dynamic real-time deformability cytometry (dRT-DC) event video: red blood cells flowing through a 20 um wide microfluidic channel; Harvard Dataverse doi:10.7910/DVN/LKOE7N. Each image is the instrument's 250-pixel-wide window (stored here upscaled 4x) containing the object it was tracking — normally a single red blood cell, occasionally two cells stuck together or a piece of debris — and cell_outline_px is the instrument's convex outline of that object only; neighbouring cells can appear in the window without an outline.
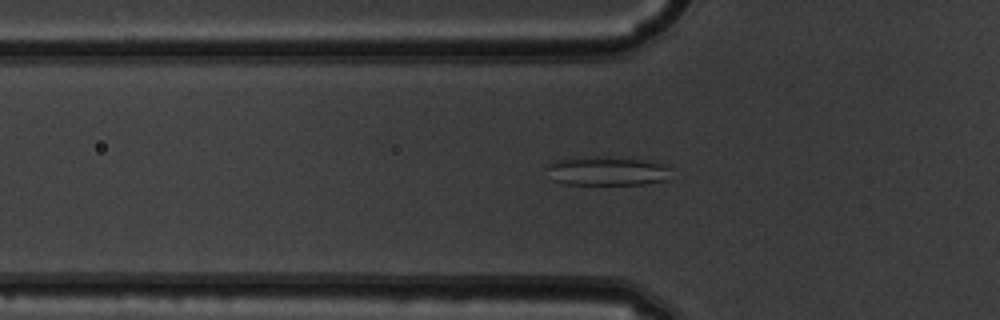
{"species": "common noctule bat (a hibernating species)", "species_latin": "Nyctalus noctula", "temperature_condition": "warm", "stored_images_in_passage": 51, "camera_frame_rate_fps": 3000, "um_per_image_px": 0.085, "animal": {"sex": "male", "body_mass_g": 19.5, "forearm_length_mm": 54.6}, "frame": {"image": 1, "passage_image": 18, "time_ms": 5.667, "image_size_px": [1000, 320], "cell_outline_px": [[672, 168], [668, 180], [644, 184], [564, 184], [552, 180], [548, 168], [548, 164], [556, 160], [572, 156], [596, 156], [640, 160], [664, 164]], "centroid_in_image_um": [51.59, 14.53], "position_along_channel_um": 74.2, "area_um2": 21.15}}
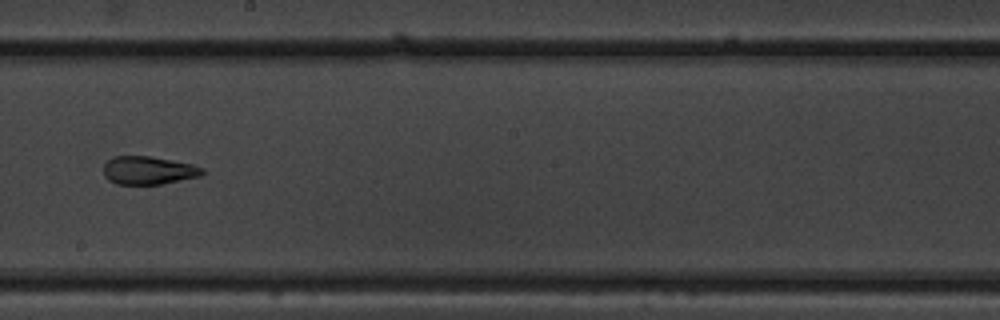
{"frame": {"image": 2, "passage_image": 30, "time_ms": 9.667, "image_size_px": [1000, 320], "cell_outline_px": [[204, 172], [200, 176], [160, 184], [116, 184], [108, 180], [104, 176], [104, 164], [112, 156], [152, 156], [192, 164], [204, 168]], "centroid_in_image_um": [12.6, 14.47], "position_along_channel_um": 235.6, "area_um2": 16.24}}
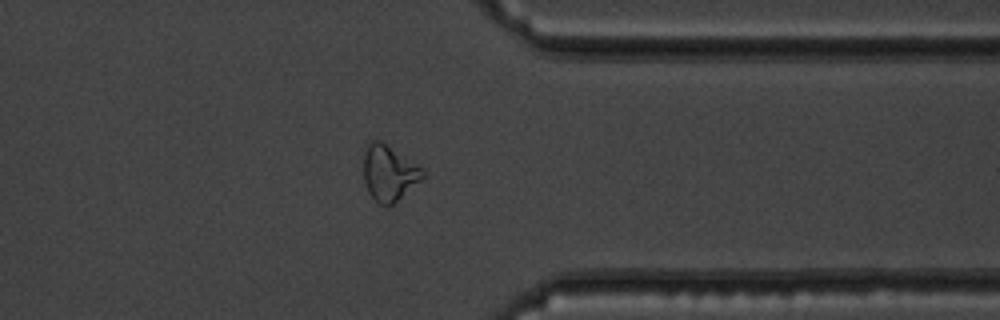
{"frame": {"image": 3, "passage_image": 41, "time_ms": 13.333, "image_size_px": [1000, 320], "cell_outline_px": [[424, 176], [420, 180], [388, 208], [380, 204], [368, 192], [364, 180], [364, 148], [368, 140], [380, 140], [424, 168]], "centroid_in_image_um": [33.04, 14.68], "position_along_channel_um": 378.4, "area_um2": 19.19}, "authors_computed_cell_mechanics": {"area_um2": 21.1548, "velocity_mm_per_s": 4.0329, "shape_relaxation_time_tau1_ms": null, "shape_relaxation_time_tau2_ms": 2.4054, "deformation_change_tau1": null, "deformation_change_tau2": 0.0788}}